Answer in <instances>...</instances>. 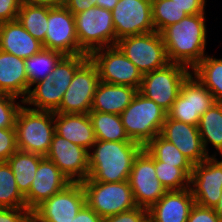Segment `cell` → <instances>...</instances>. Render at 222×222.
I'll use <instances>...</instances> for the list:
<instances>
[{"label": "cell", "instance_id": "obj_1", "mask_svg": "<svg viewBox=\"0 0 222 222\" xmlns=\"http://www.w3.org/2000/svg\"><path fill=\"white\" fill-rule=\"evenodd\" d=\"M205 17V13L187 15L160 32L170 63L182 64L192 70L207 55Z\"/></svg>", "mask_w": 222, "mask_h": 222}, {"label": "cell", "instance_id": "obj_38", "mask_svg": "<svg viewBox=\"0 0 222 222\" xmlns=\"http://www.w3.org/2000/svg\"><path fill=\"white\" fill-rule=\"evenodd\" d=\"M187 222H222L214 208L194 204L190 210Z\"/></svg>", "mask_w": 222, "mask_h": 222}, {"label": "cell", "instance_id": "obj_7", "mask_svg": "<svg viewBox=\"0 0 222 222\" xmlns=\"http://www.w3.org/2000/svg\"><path fill=\"white\" fill-rule=\"evenodd\" d=\"M79 47L90 54L96 49L116 45V33L110 10L93 6L74 15Z\"/></svg>", "mask_w": 222, "mask_h": 222}, {"label": "cell", "instance_id": "obj_28", "mask_svg": "<svg viewBox=\"0 0 222 222\" xmlns=\"http://www.w3.org/2000/svg\"><path fill=\"white\" fill-rule=\"evenodd\" d=\"M96 140L133 141L127 135L120 115L90 111Z\"/></svg>", "mask_w": 222, "mask_h": 222}, {"label": "cell", "instance_id": "obj_21", "mask_svg": "<svg viewBox=\"0 0 222 222\" xmlns=\"http://www.w3.org/2000/svg\"><path fill=\"white\" fill-rule=\"evenodd\" d=\"M194 204L190 187L167 191L148 209V218L152 222H187Z\"/></svg>", "mask_w": 222, "mask_h": 222}, {"label": "cell", "instance_id": "obj_17", "mask_svg": "<svg viewBox=\"0 0 222 222\" xmlns=\"http://www.w3.org/2000/svg\"><path fill=\"white\" fill-rule=\"evenodd\" d=\"M190 189L196 204L215 208L222 195V159L209 156L193 165Z\"/></svg>", "mask_w": 222, "mask_h": 222}, {"label": "cell", "instance_id": "obj_39", "mask_svg": "<svg viewBox=\"0 0 222 222\" xmlns=\"http://www.w3.org/2000/svg\"><path fill=\"white\" fill-rule=\"evenodd\" d=\"M148 218V209L136 207L104 219V222H144Z\"/></svg>", "mask_w": 222, "mask_h": 222}, {"label": "cell", "instance_id": "obj_22", "mask_svg": "<svg viewBox=\"0 0 222 222\" xmlns=\"http://www.w3.org/2000/svg\"><path fill=\"white\" fill-rule=\"evenodd\" d=\"M55 133L88 151L96 142L89 114H63L54 112Z\"/></svg>", "mask_w": 222, "mask_h": 222}, {"label": "cell", "instance_id": "obj_24", "mask_svg": "<svg viewBox=\"0 0 222 222\" xmlns=\"http://www.w3.org/2000/svg\"><path fill=\"white\" fill-rule=\"evenodd\" d=\"M0 92L21 97L28 94V78L25 61L11 53L0 50Z\"/></svg>", "mask_w": 222, "mask_h": 222}, {"label": "cell", "instance_id": "obj_37", "mask_svg": "<svg viewBox=\"0 0 222 222\" xmlns=\"http://www.w3.org/2000/svg\"><path fill=\"white\" fill-rule=\"evenodd\" d=\"M16 151L15 128H0V161H7Z\"/></svg>", "mask_w": 222, "mask_h": 222}, {"label": "cell", "instance_id": "obj_36", "mask_svg": "<svg viewBox=\"0 0 222 222\" xmlns=\"http://www.w3.org/2000/svg\"><path fill=\"white\" fill-rule=\"evenodd\" d=\"M18 97L0 92V128H15V121L23 103L16 102Z\"/></svg>", "mask_w": 222, "mask_h": 222}, {"label": "cell", "instance_id": "obj_34", "mask_svg": "<svg viewBox=\"0 0 222 222\" xmlns=\"http://www.w3.org/2000/svg\"><path fill=\"white\" fill-rule=\"evenodd\" d=\"M156 176L167 191L183 190L190 187L193 168H178L155 160Z\"/></svg>", "mask_w": 222, "mask_h": 222}, {"label": "cell", "instance_id": "obj_4", "mask_svg": "<svg viewBox=\"0 0 222 222\" xmlns=\"http://www.w3.org/2000/svg\"><path fill=\"white\" fill-rule=\"evenodd\" d=\"M17 150L46 157L55 133L54 112L19 109L15 121Z\"/></svg>", "mask_w": 222, "mask_h": 222}, {"label": "cell", "instance_id": "obj_8", "mask_svg": "<svg viewBox=\"0 0 222 222\" xmlns=\"http://www.w3.org/2000/svg\"><path fill=\"white\" fill-rule=\"evenodd\" d=\"M191 73L192 70L182 64L169 63L161 69L143 74L138 91L168 112Z\"/></svg>", "mask_w": 222, "mask_h": 222}, {"label": "cell", "instance_id": "obj_46", "mask_svg": "<svg viewBox=\"0 0 222 222\" xmlns=\"http://www.w3.org/2000/svg\"><path fill=\"white\" fill-rule=\"evenodd\" d=\"M119 0H97L96 6L112 11Z\"/></svg>", "mask_w": 222, "mask_h": 222}, {"label": "cell", "instance_id": "obj_12", "mask_svg": "<svg viewBox=\"0 0 222 222\" xmlns=\"http://www.w3.org/2000/svg\"><path fill=\"white\" fill-rule=\"evenodd\" d=\"M99 82L98 70L88 58L76 70L72 82L64 93L59 109L55 113L89 114Z\"/></svg>", "mask_w": 222, "mask_h": 222}, {"label": "cell", "instance_id": "obj_10", "mask_svg": "<svg viewBox=\"0 0 222 222\" xmlns=\"http://www.w3.org/2000/svg\"><path fill=\"white\" fill-rule=\"evenodd\" d=\"M89 58L98 70L100 81L139 90L143 75L116 45L96 49Z\"/></svg>", "mask_w": 222, "mask_h": 222}, {"label": "cell", "instance_id": "obj_18", "mask_svg": "<svg viewBox=\"0 0 222 222\" xmlns=\"http://www.w3.org/2000/svg\"><path fill=\"white\" fill-rule=\"evenodd\" d=\"M46 158L51 160L71 182L89 177L88 150L54 133Z\"/></svg>", "mask_w": 222, "mask_h": 222}, {"label": "cell", "instance_id": "obj_2", "mask_svg": "<svg viewBox=\"0 0 222 222\" xmlns=\"http://www.w3.org/2000/svg\"><path fill=\"white\" fill-rule=\"evenodd\" d=\"M142 149L143 146L135 141L96 140L88 151L89 177L85 180L128 181L133 161Z\"/></svg>", "mask_w": 222, "mask_h": 222}, {"label": "cell", "instance_id": "obj_19", "mask_svg": "<svg viewBox=\"0 0 222 222\" xmlns=\"http://www.w3.org/2000/svg\"><path fill=\"white\" fill-rule=\"evenodd\" d=\"M160 135L174 144L193 165L201 163L209 156H217V152L212 155L205 152L198 126L166 116Z\"/></svg>", "mask_w": 222, "mask_h": 222}, {"label": "cell", "instance_id": "obj_41", "mask_svg": "<svg viewBox=\"0 0 222 222\" xmlns=\"http://www.w3.org/2000/svg\"><path fill=\"white\" fill-rule=\"evenodd\" d=\"M21 5L20 0H0V24L17 20Z\"/></svg>", "mask_w": 222, "mask_h": 222}, {"label": "cell", "instance_id": "obj_43", "mask_svg": "<svg viewBox=\"0 0 222 222\" xmlns=\"http://www.w3.org/2000/svg\"><path fill=\"white\" fill-rule=\"evenodd\" d=\"M97 0H65V7L73 14L86 11L96 6Z\"/></svg>", "mask_w": 222, "mask_h": 222}, {"label": "cell", "instance_id": "obj_20", "mask_svg": "<svg viewBox=\"0 0 222 222\" xmlns=\"http://www.w3.org/2000/svg\"><path fill=\"white\" fill-rule=\"evenodd\" d=\"M71 181L48 158L44 157L38 165L29 192L24 196L26 208L33 211L42 202L63 190Z\"/></svg>", "mask_w": 222, "mask_h": 222}, {"label": "cell", "instance_id": "obj_40", "mask_svg": "<svg viewBox=\"0 0 222 222\" xmlns=\"http://www.w3.org/2000/svg\"><path fill=\"white\" fill-rule=\"evenodd\" d=\"M0 222H33L32 211L27 208H0Z\"/></svg>", "mask_w": 222, "mask_h": 222}, {"label": "cell", "instance_id": "obj_29", "mask_svg": "<svg viewBox=\"0 0 222 222\" xmlns=\"http://www.w3.org/2000/svg\"><path fill=\"white\" fill-rule=\"evenodd\" d=\"M65 55L50 49H41L37 54L24 59L28 78V92L33 84L44 80Z\"/></svg>", "mask_w": 222, "mask_h": 222}, {"label": "cell", "instance_id": "obj_14", "mask_svg": "<svg viewBox=\"0 0 222 222\" xmlns=\"http://www.w3.org/2000/svg\"><path fill=\"white\" fill-rule=\"evenodd\" d=\"M85 205L81 182H71L63 190L32 211L33 222H71Z\"/></svg>", "mask_w": 222, "mask_h": 222}, {"label": "cell", "instance_id": "obj_33", "mask_svg": "<svg viewBox=\"0 0 222 222\" xmlns=\"http://www.w3.org/2000/svg\"><path fill=\"white\" fill-rule=\"evenodd\" d=\"M0 208H26L25 197L7 161H0Z\"/></svg>", "mask_w": 222, "mask_h": 222}, {"label": "cell", "instance_id": "obj_11", "mask_svg": "<svg viewBox=\"0 0 222 222\" xmlns=\"http://www.w3.org/2000/svg\"><path fill=\"white\" fill-rule=\"evenodd\" d=\"M212 93L192 73L183 82L180 93L167 116L173 120L199 125L201 116L215 103Z\"/></svg>", "mask_w": 222, "mask_h": 222}, {"label": "cell", "instance_id": "obj_16", "mask_svg": "<svg viewBox=\"0 0 222 222\" xmlns=\"http://www.w3.org/2000/svg\"><path fill=\"white\" fill-rule=\"evenodd\" d=\"M43 48L56 50L64 55L86 54L79 47L75 17L65 6L49 9Z\"/></svg>", "mask_w": 222, "mask_h": 222}, {"label": "cell", "instance_id": "obj_48", "mask_svg": "<svg viewBox=\"0 0 222 222\" xmlns=\"http://www.w3.org/2000/svg\"><path fill=\"white\" fill-rule=\"evenodd\" d=\"M144 222H152L149 218H147Z\"/></svg>", "mask_w": 222, "mask_h": 222}, {"label": "cell", "instance_id": "obj_35", "mask_svg": "<svg viewBox=\"0 0 222 222\" xmlns=\"http://www.w3.org/2000/svg\"><path fill=\"white\" fill-rule=\"evenodd\" d=\"M188 14L173 0H152V18L155 31L180 22Z\"/></svg>", "mask_w": 222, "mask_h": 222}, {"label": "cell", "instance_id": "obj_45", "mask_svg": "<svg viewBox=\"0 0 222 222\" xmlns=\"http://www.w3.org/2000/svg\"><path fill=\"white\" fill-rule=\"evenodd\" d=\"M22 5H40L52 7H60L65 5V0H20Z\"/></svg>", "mask_w": 222, "mask_h": 222}, {"label": "cell", "instance_id": "obj_32", "mask_svg": "<svg viewBox=\"0 0 222 222\" xmlns=\"http://www.w3.org/2000/svg\"><path fill=\"white\" fill-rule=\"evenodd\" d=\"M154 160L174 165L178 168H193V164L171 142L156 135L143 147Z\"/></svg>", "mask_w": 222, "mask_h": 222}, {"label": "cell", "instance_id": "obj_27", "mask_svg": "<svg viewBox=\"0 0 222 222\" xmlns=\"http://www.w3.org/2000/svg\"><path fill=\"white\" fill-rule=\"evenodd\" d=\"M198 130L205 152L209 155L207 145L210 143L222 156V102H215L201 116Z\"/></svg>", "mask_w": 222, "mask_h": 222}, {"label": "cell", "instance_id": "obj_25", "mask_svg": "<svg viewBox=\"0 0 222 222\" xmlns=\"http://www.w3.org/2000/svg\"><path fill=\"white\" fill-rule=\"evenodd\" d=\"M138 89L100 81L97 85L91 110L120 115L132 102Z\"/></svg>", "mask_w": 222, "mask_h": 222}, {"label": "cell", "instance_id": "obj_6", "mask_svg": "<svg viewBox=\"0 0 222 222\" xmlns=\"http://www.w3.org/2000/svg\"><path fill=\"white\" fill-rule=\"evenodd\" d=\"M81 185L85 204L103 219L138 207L129 181L106 183L84 180Z\"/></svg>", "mask_w": 222, "mask_h": 222}, {"label": "cell", "instance_id": "obj_9", "mask_svg": "<svg viewBox=\"0 0 222 222\" xmlns=\"http://www.w3.org/2000/svg\"><path fill=\"white\" fill-rule=\"evenodd\" d=\"M116 46L142 75L170 63L162 36L157 31L122 38Z\"/></svg>", "mask_w": 222, "mask_h": 222}, {"label": "cell", "instance_id": "obj_42", "mask_svg": "<svg viewBox=\"0 0 222 222\" xmlns=\"http://www.w3.org/2000/svg\"><path fill=\"white\" fill-rule=\"evenodd\" d=\"M188 15L205 13L206 0H173Z\"/></svg>", "mask_w": 222, "mask_h": 222}, {"label": "cell", "instance_id": "obj_13", "mask_svg": "<svg viewBox=\"0 0 222 222\" xmlns=\"http://www.w3.org/2000/svg\"><path fill=\"white\" fill-rule=\"evenodd\" d=\"M129 184L138 207L149 209L167 192L156 176L155 160L143 148L135 157Z\"/></svg>", "mask_w": 222, "mask_h": 222}, {"label": "cell", "instance_id": "obj_31", "mask_svg": "<svg viewBox=\"0 0 222 222\" xmlns=\"http://www.w3.org/2000/svg\"><path fill=\"white\" fill-rule=\"evenodd\" d=\"M50 7L40 5H21L17 20L42 45L48 29V11Z\"/></svg>", "mask_w": 222, "mask_h": 222}, {"label": "cell", "instance_id": "obj_26", "mask_svg": "<svg viewBox=\"0 0 222 222\" xmlns=\"http://www.w3.org/2000/svg\"><path fill=\"white\" fill-rule=\"evenodd\" d=\"M43 158L38 154L17 150L7 160L15 176L17 188L23 196L29 192L39 162Z\"/></svg>", "mask_w": 222, "mask_h": 222}, {"label": "cell", "instance_id": "obj_15", "mask_svg": "<svg viewBox=\"0 0 222 222\" xmlns=\"http://www.w3.org/2000/svg\"><path fill=\"white\" fill-rule=\"evenodd\" d=\"M111 13L116 42L128 36L155 31L152 0H119Z\"/></svg>", "mask_w": 222, "mask_h": 222}, {"label": "cell", "instance_id": "obj_5", "mask_svg": "<svg viewBox=\"0 0 222 222\" xmlns=\"http://www.w3.org/2000/svg\"><path fill=\"white\" fill-rule=\"evenodd\" d=\"M120 116L129 138L144 147L160 134L167 112L138 91Z\"/></svg>", "mask_w": 222, "mask_h": 222}, {"label": "cell", "instance_id": "obj_47", "mask_svg": "<svg viewBox=\"0 0 222 222\" xmlns=\"http://www.w3.org/2000/svg\"><path fill=\"white\" fill-rule=\"evenodd\" d=\"M214 210L222 220V195L220 197L218 204L215 206Z\"/></svg>", "mask_w": 222, "mask_h": 222}, {"label": "cell", "instance_id": "obj_30", "mask_svg": "<svg viewBox=\"0 0 222 222\" xmlns=\"http://www.w3.org/2000/svg\"><path fill=\"white\" fill-rule=\"evenodd\" d=\"M192 74L212 93L216 102H222V58L207 54L192 69Z\"/></svg>", "mask_w": 222, "mask_h": 222}, {"label": "cell", "instance_id": "obj_23", "mask_svg": "<svg viewBox=\"0 0 222 222\" xmlns=\"http://www.w3.org/2000/svg\"><path fill=\"white\" fill-rule=\"evenodd\" d=\"M43 45L18 20L0 24V50L26 59L37 54Z\"/></svg>", "mask_w": 222, "mask_h": 222}, {"label": "cell", "instance_id": "obj_3", "mask_svg": "<svg viewBox=\"0 0 222 222\" xmlns=\"http://www.w3.org/2000/svg\"><path fill=\"white\" fill-rule=\"evenodd\" d=\"M88 58V54L65 55L51 74L33 84L35 86L29 89L23 104L33 110L56 112L76 70Z\"/></svg>", "mask_w": 222, "mask_h": 222}, {"label": "cell", "instance_id": "obj_44", "mask_svg": "<svg viewBox=\"0 0 222 222\" xmlns=\"http://www.w3.org/2000/svg\"><path fill=\"white\" fill-rule=\"evenodd\" d=\"M71 222H104V219L85 204Z\"/></svg>", "mask_w": 222, "mask_h": 222}]
</instances>
